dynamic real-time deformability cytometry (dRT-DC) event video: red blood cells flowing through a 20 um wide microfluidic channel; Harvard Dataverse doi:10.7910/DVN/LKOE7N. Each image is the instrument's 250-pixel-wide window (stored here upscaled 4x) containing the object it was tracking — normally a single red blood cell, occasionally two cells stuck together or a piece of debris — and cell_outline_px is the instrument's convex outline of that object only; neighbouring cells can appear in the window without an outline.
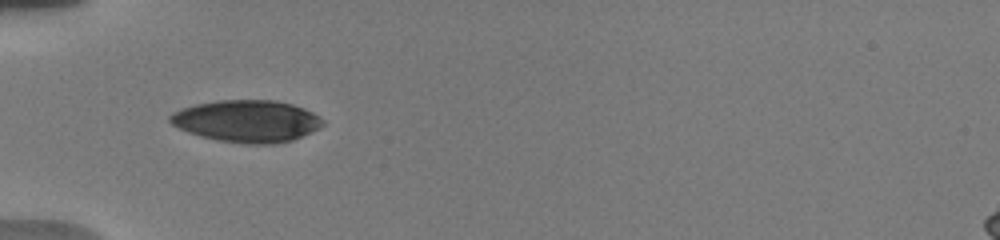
{"species": "human", "species_latin": "Homo sapiens", "temperature_condition": "warm", "stored_images_in_passage": 2, "camera_frame_rate_fps": 3000, "um_per_image_px": 0.085, "donor": {"sex": "male"}, "frame": {"image": 1, "passage_image": 1, "time_ms": 0.0, "image_size_px": [1000, 240], "cell_outline_px": [[324, 124], [320, 128], [292, 140], [272, 144], [244, 144], [220, 140], [200, 136], [188, 132], [172, 124], [168, 120], [168, 116], [172, 112], [196, 104], [220, 100], [276, 100], [292, 104], [304, 108], [312, 112], [324, 120]], "centroid_in_image_um": [21.0, 10.29], "position_along_channel_um": 64.0, "area_um2": 37.34}}